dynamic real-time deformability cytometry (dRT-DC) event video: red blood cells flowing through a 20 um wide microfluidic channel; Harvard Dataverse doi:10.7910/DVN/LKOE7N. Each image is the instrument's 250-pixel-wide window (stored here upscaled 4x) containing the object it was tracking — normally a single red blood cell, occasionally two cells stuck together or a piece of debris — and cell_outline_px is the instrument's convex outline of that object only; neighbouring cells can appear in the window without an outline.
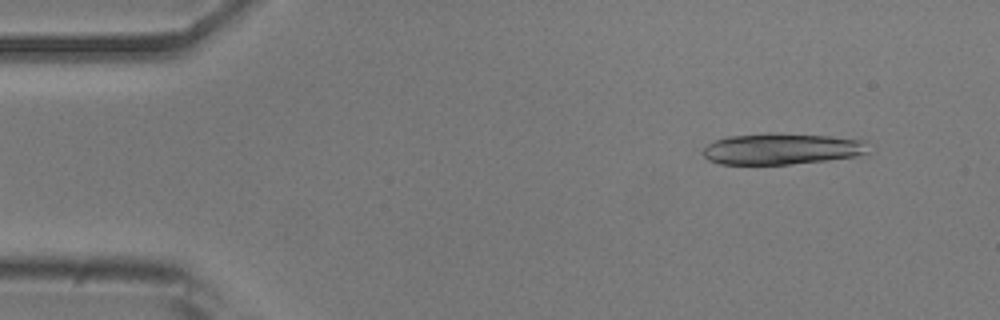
{"species": "common noctule bat (a hibernating species)", "species_latin": "Nyctalus noctula", "temperature_condition": "room temperature", "stored_images_in_passage": 14, "camera_frame_rate_fps": 3000, "um_per_image_px": 0.085, "animal": {"sex": "male", "body_mass_g": 20.5, "forearm_length_mm": 52.5}, "frame": {"image": 1, "passage_image": 5, "time_ms": 1.333, "image_size_px": [1000, 320], "cell_outline_px": [[868, 152], [856, 156], [828, 160], [788, 164], [720, 164], [708, 160], [700, 152], [708, 144], [716, 140], [728, 136], [768, 132], [772, 132], [832, 136], [864, 140]], "centroid_in_image_um": [66.41, 12.64], "position_along_channel_um": 18.6, "area_um2": 30.29}}